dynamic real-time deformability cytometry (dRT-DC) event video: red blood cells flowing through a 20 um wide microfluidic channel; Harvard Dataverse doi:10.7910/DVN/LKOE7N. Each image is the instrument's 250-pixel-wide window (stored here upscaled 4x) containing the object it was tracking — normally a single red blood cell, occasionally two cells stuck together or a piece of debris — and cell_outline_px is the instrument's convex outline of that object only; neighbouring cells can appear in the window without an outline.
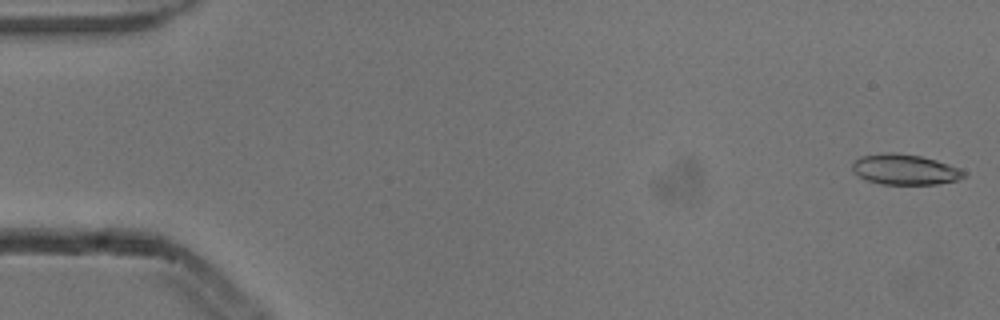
{"species": "common noctule bat (a hibernating species)", "species_latin": "Nyctalus noctula", "temperature_condition": "cold", "stored_images_in_passage": 4, "camera_frame_rate_fps": 3000, "um_per_image_px": 0.085, "animal": {"sex": "male", "body_mass_g": 13.3}, "frame": {"image": 1, "passage_image": 1, "time_ms": 0.0, "image_size_px": [1000, 320], "cell_outline_px": [[968, 176], [956, 180], [936, 184], [880, 184], [868, 180], [860, 176], [852, 168], [852, 164], [860, 156], [884, 152], [896, 152], [920, 156], [936, 160], [960, 168], [968, 172]], "centroid_in_image_um": [76.96, 14.4], "position_along_channel_um": 8.0, "area_um2": 19.83}}
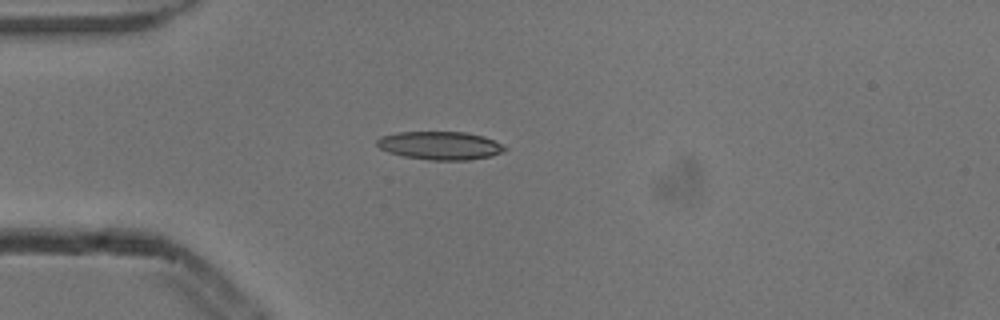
{"frame": {"image": 2, "passage_image": 3, "time_ms": 0.667, "image_size_px": [1000, 320], "cell_outline_px": [[508, 148], [492, 156], [468, 160], [428, 160], [404, 156], [388, 152], [380, 148], [376, 144], [376, 140], [380, 136], [396, 132], [464, 132], [484, 136]], "centroid_in_image_um": [37.36, 12.37], "position_along_channel_um": 47.6, "area_um2": 20.98}}